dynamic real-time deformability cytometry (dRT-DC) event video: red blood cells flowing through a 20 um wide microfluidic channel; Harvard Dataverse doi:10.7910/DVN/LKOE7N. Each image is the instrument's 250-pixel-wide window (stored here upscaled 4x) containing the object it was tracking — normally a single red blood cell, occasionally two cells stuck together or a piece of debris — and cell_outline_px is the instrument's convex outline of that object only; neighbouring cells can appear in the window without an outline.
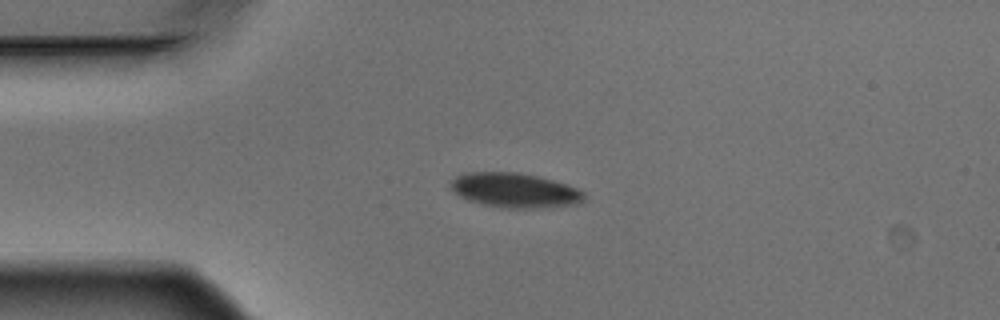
{"species": "Egyptian fruit bat (a non-hibernating species)", "species_latin": "Rousettus aegyptiacus", "temperature_condition": "warm", "stored_images_in_passage": 4, "camera_frame_rate_fps": 3000, "um_per_image_px": 0.085, "animal": {"sex": "male"}, "frame": {"image": 1, "passage_image": 3, "time_ms": 0.667, "image_size_px": [1000, 320], "cell_outline_px": [[588, 196], [580, 204], [552, 208], [500, 208], [468, 200], [460, 196], [448, 184], [456, 176], [468, 172], [516, 172], [536, 176], [552, 180], [576, 188], [584, 192]], "centroid_in_image_um": [43.81, 16.2], "position_along_channel_um": 41.2, "area_um2": 27.11}}